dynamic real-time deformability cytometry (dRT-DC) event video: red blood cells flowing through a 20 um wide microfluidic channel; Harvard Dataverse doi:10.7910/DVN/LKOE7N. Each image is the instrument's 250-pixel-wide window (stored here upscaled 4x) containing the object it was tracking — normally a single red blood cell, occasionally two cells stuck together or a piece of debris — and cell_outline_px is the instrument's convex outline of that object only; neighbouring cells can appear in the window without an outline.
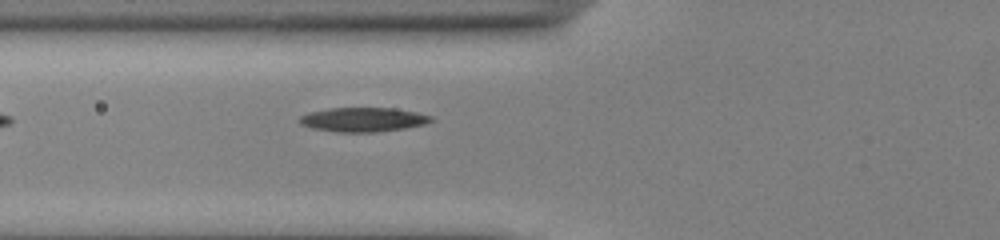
{"species": "common noctule bat (a hibernating species)", "species_latin": "Nyctalus noctula", "temperature_condition": "cold", "stored_images_in_passage": 35, "camera_frame_rate_fps": 3000, "um_per_image_px": 0.085, "animal": {"sex": "male", "body_mass_g": 13.0, "forearm_length_mm": 53.1}, "frame": {"image": 1, "passage_image": 3, "time_ms": 0.667, "image_size_px": [1000, 240], "cell_outline_px": [[436, 120], [424, 124], [404, 128], [372, 132], [336, 132], [312, 128], [300, 124], [300, 116], [308, 112], [328, 108], [392, 108], [416, 112], [432, 116]], "centroid_in_image_um": [30.86, 10.16], "position_along_channel_um": 94.9, "area_um2": 18.55}}
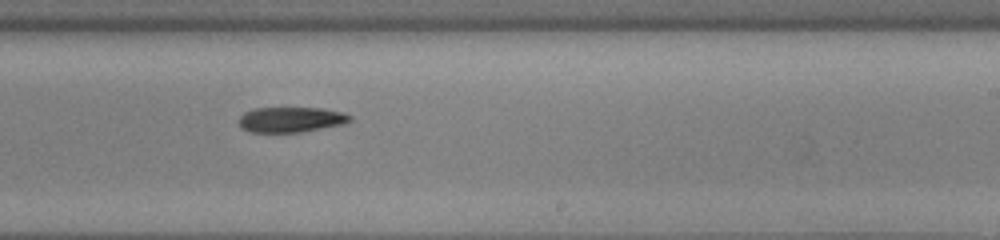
{"frame": {"image": 2, "passage_image": 16, "time_ms": 5.0, "image_size_px": [1000, 240], "cell_outline_px": [[352, 120], [344, 124], [300, 132], [248, 132], [240, 128], [240, 116], [244, 112], [252, 108], [324, 108], [340, 112], [352, 116]], "centroid_in_image_um": [24.71, 10.16], "position_along_channel_um": 264.3, "area_um2": 16.42}}
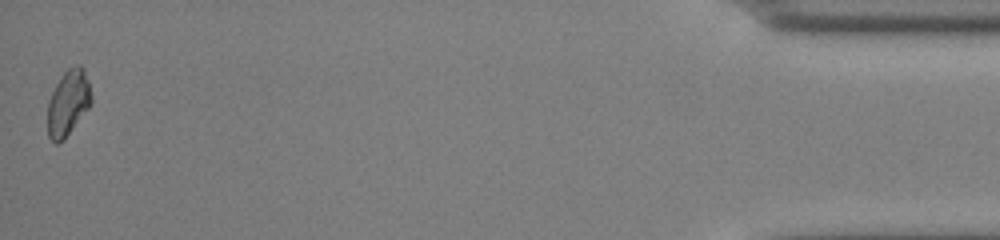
{"frame": {"image": 3, "passage_image": 35, "time_ms": 11.333, "image_size_px": [1000, 240], "cell_outline_px": [[92, 100], [88, 108], [64, 140], [56, 144], [48, 136], [48, 100], [60, 76], [68, 68], [76, 64], [80, 64], [84, 68], [88, 80], [92, 96]], "centroid_in_image_um": [5.79, 8.72], "position_along_channel_um": 429.4, "area_um2": 16.76}}